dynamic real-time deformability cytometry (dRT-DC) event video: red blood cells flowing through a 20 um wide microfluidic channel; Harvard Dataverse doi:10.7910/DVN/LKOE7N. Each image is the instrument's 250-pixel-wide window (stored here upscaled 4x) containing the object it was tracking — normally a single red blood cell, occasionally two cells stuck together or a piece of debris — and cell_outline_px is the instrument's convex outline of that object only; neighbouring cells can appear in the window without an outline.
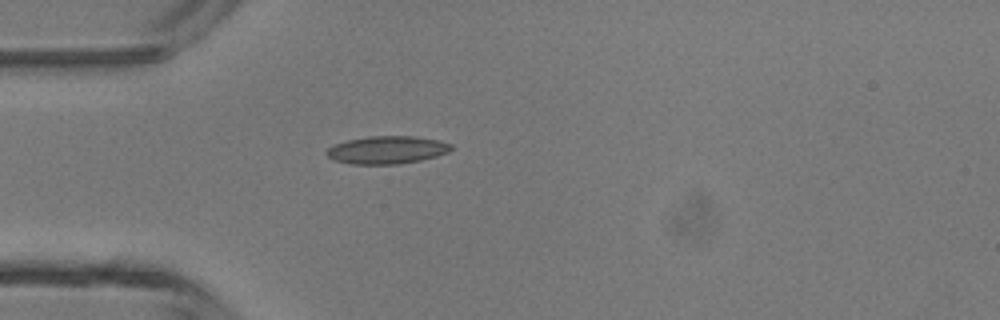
{"species": "common noctule bat (a hibernating species)", "species_latin": "Nyctalus noctula", "temperature_condition": "room temperature", "stored_images_in_passage": 1, "camera_frame_rate_fps": 3000, "um_per_image_px": 0.085, "animal": {"sex": "male", "body_mass_g": 13.3}, "frame": {"image": 1, "passage_image": 1, "time_ms": 0.0, "image_size_px": [1000, 320], "cell_outline_px": [[452, 148], [448, 152], [436, 156], [420, 160], [400, 164], [352, 164], [336, 160], [328, 156], [324, 152], [332, 144], [348, 140], [368, 136], [416, 136], [440, 140], [452, 144]], "centroid_in_image_um": [32.9, 12.73], "position_along_channel_um": 52.1, "area_um2": 20.23}}